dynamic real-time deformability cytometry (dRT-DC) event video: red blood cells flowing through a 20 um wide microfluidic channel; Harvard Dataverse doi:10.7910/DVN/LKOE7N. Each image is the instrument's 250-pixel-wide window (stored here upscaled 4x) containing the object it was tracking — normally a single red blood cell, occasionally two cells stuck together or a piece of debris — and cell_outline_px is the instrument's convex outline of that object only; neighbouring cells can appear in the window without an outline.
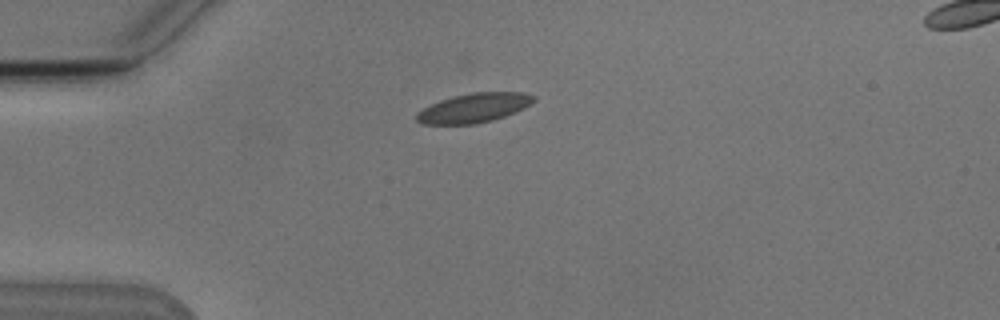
{"species": "Egyptian fruit bat (a non-hibernating species)", "species_latin": "Rousettus aegyptiacus", "temperature_condition": "cold", "stored_images_in_passage": 4, "camera_frame_rate_fps": 3000, "um_per_image_px": 0.085, "animal": {"sex": "male"}, "frame": {"image": 1, "passage_image": 2, "time_ms": 2.333, "image_size_px": [1000, 320], "cell_outline_px": [[536, 100], [524, 108], [504, 116], [492, 120], [476, 124], [420, 124], [416, 120], [416, 112], [440, 100], [452, 96], [472, 92], [524, 92], [536, 96]], "centroid_in_image_um": [40.29, 9.16], "position_along_channel_um": 44.7, "area_um2": 20.06}}